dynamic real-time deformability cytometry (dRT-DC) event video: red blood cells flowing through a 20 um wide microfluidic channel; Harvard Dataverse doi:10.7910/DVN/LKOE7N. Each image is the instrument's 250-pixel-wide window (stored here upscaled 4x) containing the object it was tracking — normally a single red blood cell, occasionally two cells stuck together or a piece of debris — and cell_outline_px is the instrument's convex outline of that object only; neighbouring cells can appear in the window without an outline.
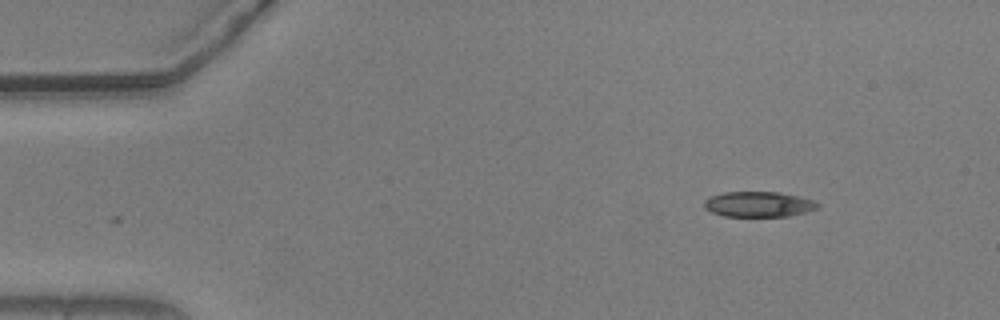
{"species": "common noctule bat (a hibernating species)", "species_latin": "Nyctalus noctula", "temperature_condition": "warm", "stored_images_in_passage": 49, "camera_frame_rate_fps": 3000, "um_per_image_px": 0.085, "animal": {"sex": "male", "body_mass_g": 20.5, "forearm_length_mm": 52.5}, "frame": {"image": 1, "passage_image": 1, "time_ms": 0.0, "image_size_px": [1000, 320], "cell_outline_px": [[820, 204], [816, 208], [804, 212], [788, 216], [724, 216], [712, 212], [704, 208], [704, 200], [708, 196], [724, 192], [780, 192], [812, 200]], "centroid_in_image_um": [64.41, 17.35], "position_along_channel_um": 20.6, "area_um2": 16.65}}
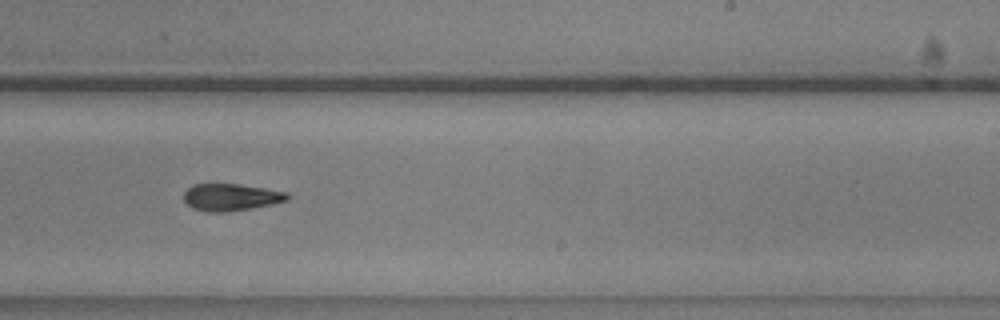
{"frame": {"image": 2, "passage_image": 28, "time_ms": 9.0, "image_size_px": [1000, 320], "cell_outline_px": [[288, 200], [272, 204], [252, 208], [224, 212], [208, 212], [192, 208], [184, 200], [184, 192], [192, 184], [240, 184], [288, 192]], "centroid_in_image_um": [19.62, 16.76], "position_along_channel_um": 269.4, "area_um2": 16.3}}
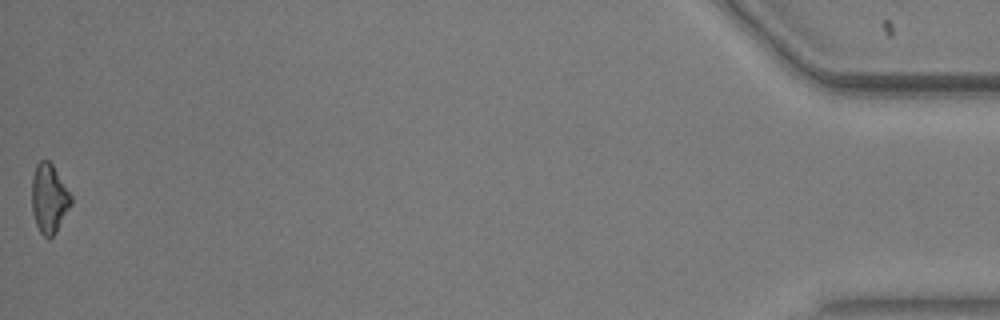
{"frame": {"image": 3, "passage_image": 49, "time_ms": 16.0, "image_size_px": [1000, 320], "cell_outline_px": [[72, 204], [56, 232], [48, 240], [40, 232], [36, 224], [32, 212], [32, 176], [36, 164], [40, 160], [48, 160], [52, 164], [72, 196]], "centroid_in_image_um": [4.17, 16.88], "position_along_channel_um": 431.0, "area_um2": 15.84}, "authors_computed_cell_mechanics": {"area_um2": 16.762, "velocity_mm_per_s": 3.7044, "shape_relaxation_time_tau1_ms": null, "shape_relaxation_time_tau2_ms": 7.673, "deformation_change_tau1": null, "deformation_change_tau2": 0.1629}}